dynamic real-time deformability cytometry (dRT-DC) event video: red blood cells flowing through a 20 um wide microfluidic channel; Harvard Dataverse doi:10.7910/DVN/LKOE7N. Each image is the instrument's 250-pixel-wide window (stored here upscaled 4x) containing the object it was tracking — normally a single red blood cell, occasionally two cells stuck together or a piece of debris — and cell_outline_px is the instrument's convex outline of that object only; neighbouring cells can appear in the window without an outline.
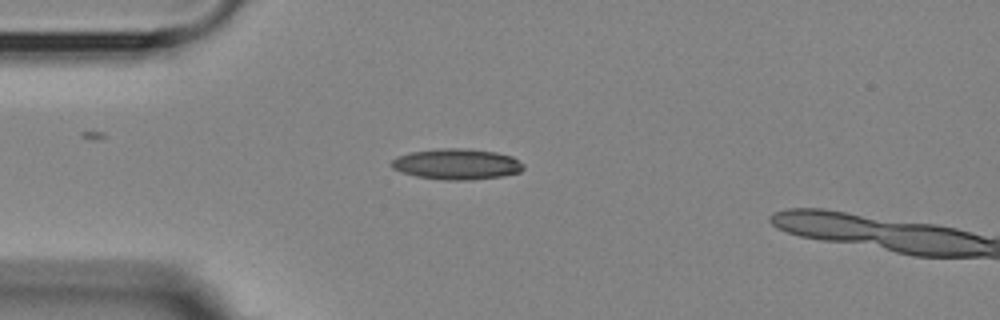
{"species": "Egyptian fruit bat (a non-hibernating species)", "species_latin": "Rousettus aegyptiacus", "temperature_condition": "room temperature", "stored_images_in_passage": 13, "camera_frame_rate_fps": 3000, "um_per_image_px": 0.085, "animal": {"sex": "female"}, "frame": {"image": 1, "passage_image": 3, "time_ms": 4.0, "image_size_px": [1000, 320], "cell_outline_px": [[524, 168], [520, 172], [500, 176], [468, 180], [444, 180], [416, 176], [400, 172], [392, 168], [388, 164], [392, 160], [408, 152], [440, 148], [468, 148], [496, 152], [512, 156], [524, 164]], "centroid_in_image_um": [38.8, 13.94], "position_along_channel_um": 46.2, "area_um2": 23.81}}
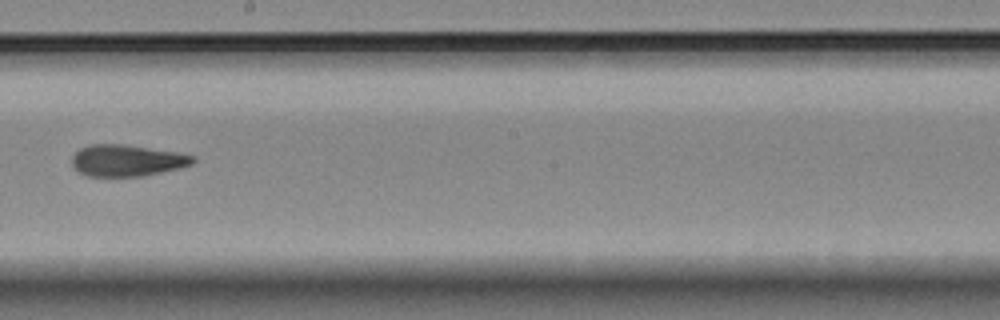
{"frame": {"image": 2, "passage_image": 8, "time_ms": 9.667, "image_size_px": [1000, 320], "cell_outline_px": [[196, 160], [192, 164], [180, 168], [144, 176], [88, 176], [80, 172], [72, 164], [72, 156], [80, 148], [88, 144], [120, 144], [176, 152], [196, 156]], "centroid_in_image_um": [10.8, 13.64], "position_along_channel_um": 237.4, "area_um2": 22.14}}
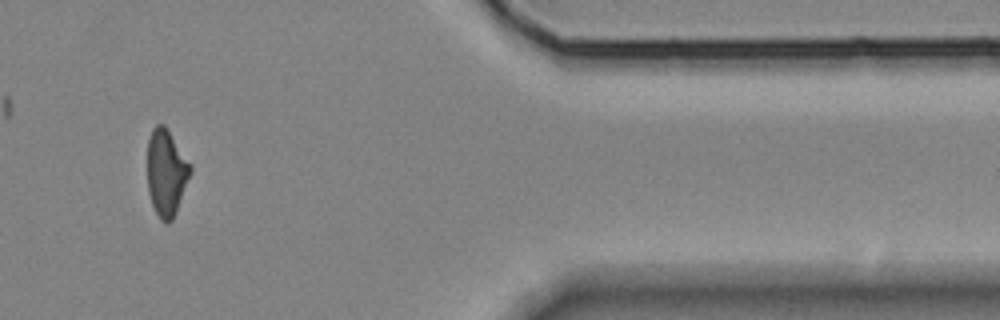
{"frame": {"image": 3, "passage_image": 12, "time_ms": 15.0, "image_size_px": [1000, 320], "cell_outline_px": [[192, 172], [176, 212], [172, 220], [168, 224], [160, 220], [152, 204], [148, 192], [148, 140], [152, 128], [156, 124], [164, 124], [192, 164]], "centroid_in_image_um": [14.15, 14.67], "position_along_channel_um": 397.2, "area_um2": 21.85}, "authors_computed_cell_mechanics": {"area_um2": 22.3686, "velocity_mm_per_s": 3.6215, "shape_relaxation_time_tau1_ms": null, "shape_relaxation_time_tau2_ms": 3.5117, "deformation_change_tau1": null, "deformation_change_tau2": 0.1042}}